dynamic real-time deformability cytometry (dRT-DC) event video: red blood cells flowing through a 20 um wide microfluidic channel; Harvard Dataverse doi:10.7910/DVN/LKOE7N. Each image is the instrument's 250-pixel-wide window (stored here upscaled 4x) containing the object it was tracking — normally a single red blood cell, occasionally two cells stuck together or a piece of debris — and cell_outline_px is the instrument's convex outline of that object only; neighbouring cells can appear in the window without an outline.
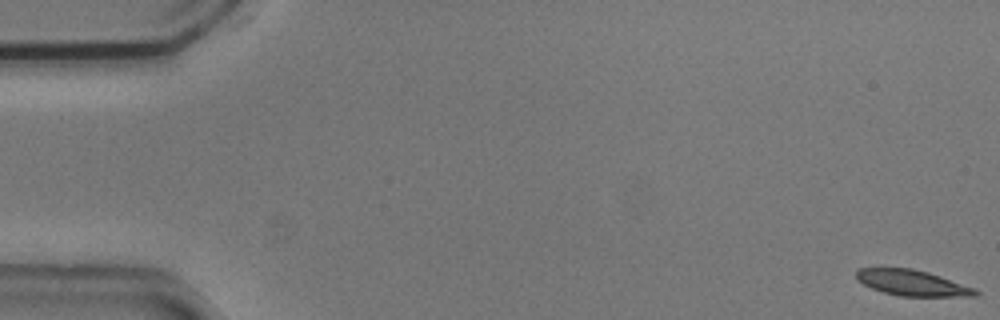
{"species": "common noctule bat (a hibernating species)", "species_latin": "Nyctalus noctula", "temperature_condition": "cold", "stored_images_in_passage": 55, "camera_frame_rate_fps": 3000, "um_per_image_px": 0.085, "animal": {"sex": "male", "body_mass_g": 20.5, "forearm_length_mm": 52.5}, "frame": {"image": 1, "passage_image": 1, "time_ms": 0.0, "image_size_px": [1000, 320], "cell_outline_px": [[980, 292], [976, 296], [900, 296], [884, 292], [872, 288], [856, 280], [856, 272], [860, 268], [912, 268], [928, 272], [976, 288]], "centroid_in_image_um": [77.56, 24.04], "position_along_channel_um": 7.4, "area_um2": 17.8}}
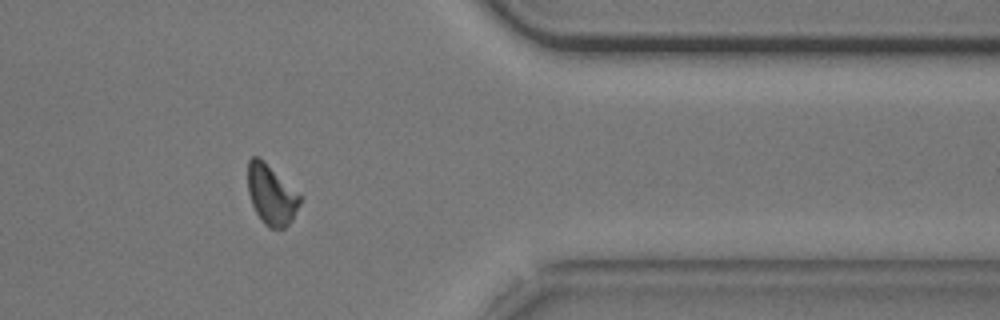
{"frame": {"image": 2, "passage_image": 45, "time_ms": 14.667, "image_size_px": [1000, 320], "cell_outline_px": [[300, 204], [292, 220], [284, 228], [268, 228], [264, 224], [256, 212], [252, 204], [248, 192], [248, 160], [252, 156], [260, 156], [300, 196]], "centroid_in_image_um": [23.03, 16.54], "position_along_channel_um": 388.4, "area_um2": 17.98}}
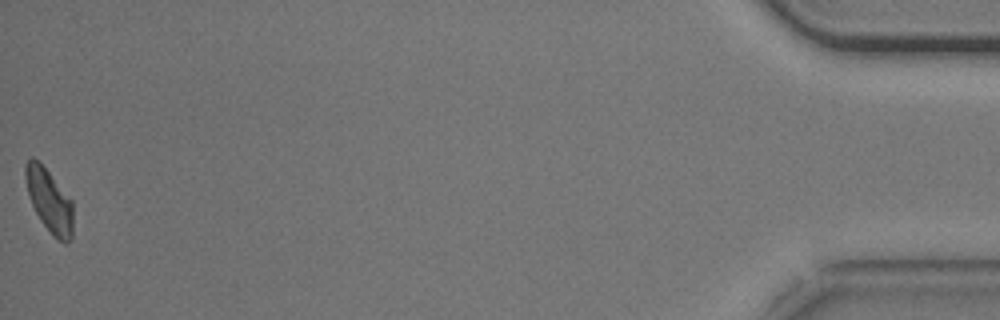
{"frame": {"image": 3, "passage_image": 55, "time_ms": 18.0, "image_size_px": [1000, 320], "cell_outline_px": [[72, 240], [68, 244], [64, 244], [52, 236], [40, 220], [32, 204], [28, 192], [24, 176], [24, 164], [32, 156], [48, 172], [72, 200]], "centroid_in_image_um": [4.19, 17.11], "position_along_channel_um": 431.0, "area_um2": 17.46}, "authors_computed_cell_mechanics": {"area_um2": 18.5538, "velocity_mm_per_s": 3.6901, "shape_relaxation_time_tau1_ms": 3.748, "shape_relaxation_time_tau2_ms": null, "deformation_change_tau1": 0.1156, "deformation_change_tau2": null}}